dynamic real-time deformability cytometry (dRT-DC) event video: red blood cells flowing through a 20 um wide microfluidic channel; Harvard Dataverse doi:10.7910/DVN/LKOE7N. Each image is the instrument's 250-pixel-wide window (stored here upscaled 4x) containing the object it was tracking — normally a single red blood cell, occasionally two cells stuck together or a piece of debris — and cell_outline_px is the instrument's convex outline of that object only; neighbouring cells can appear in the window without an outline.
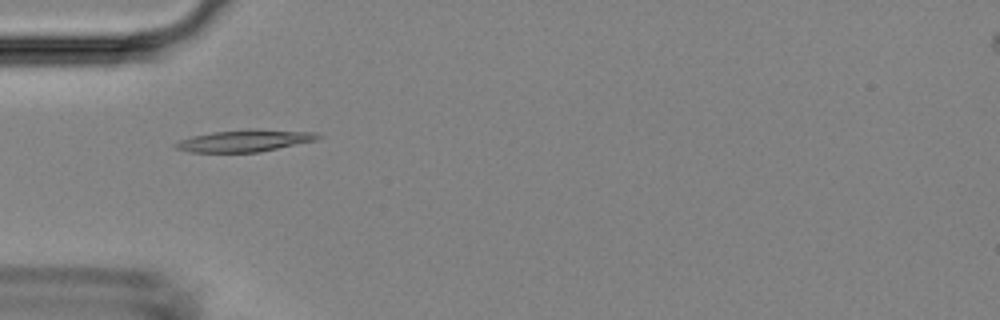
{"species": "Egyptian fruit bat (a non-hibernating species)", "species_latin": "Rousettus aegyptiacus", "temperature_condition": "room temperature", "stored_images_in_passage": 4, "camera_frame_rate_fps": 3000, "um_per_image_px": 0.085, "animal": {"sex": "female"}, "frame": {"image": 1, "passage_image": 1, "time_ms": 0.0, "image_size_px": [1000, 320], "cell_outline_px": [[324, 136], [316, 140], [260, 152], [188, 152], [176, 148], [172, 144], [180, 140], [192, 136], [212, 132], [248, 128], [252, 128], [316, 132]], "centroid_in_image_um": [20.82, 11.94], "position_along_channel_um": 64.2, "area_um2": 18.44}}
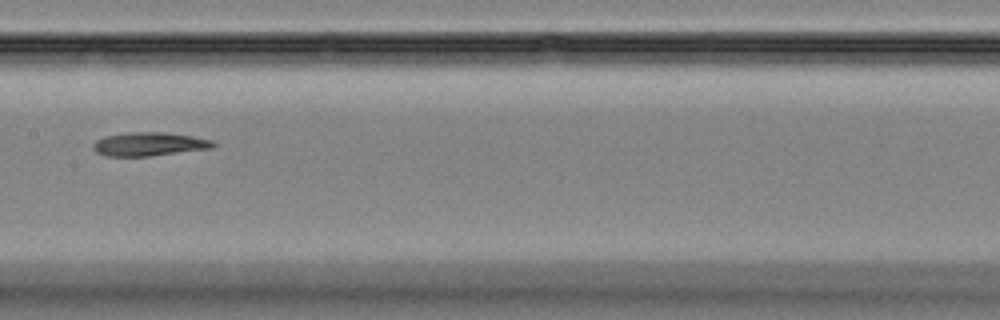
{"frame": {"image": 2, "passage_image": 4, "time_ms": 3.333, "image_size_px": [1000, 320], "cell_outline_px": [[216, 144], [212, 148], [148, 156], [108, 156], [96, 152], [92, 148], [92, 144], [96, 140], [104, 136], [128, 132], [164, 132], [192, 136], [212, 140]], "centroid_in_image_um": [12.65, 12.24], "position_along_channel_um": 194.8, "area_um2": 16.47}}